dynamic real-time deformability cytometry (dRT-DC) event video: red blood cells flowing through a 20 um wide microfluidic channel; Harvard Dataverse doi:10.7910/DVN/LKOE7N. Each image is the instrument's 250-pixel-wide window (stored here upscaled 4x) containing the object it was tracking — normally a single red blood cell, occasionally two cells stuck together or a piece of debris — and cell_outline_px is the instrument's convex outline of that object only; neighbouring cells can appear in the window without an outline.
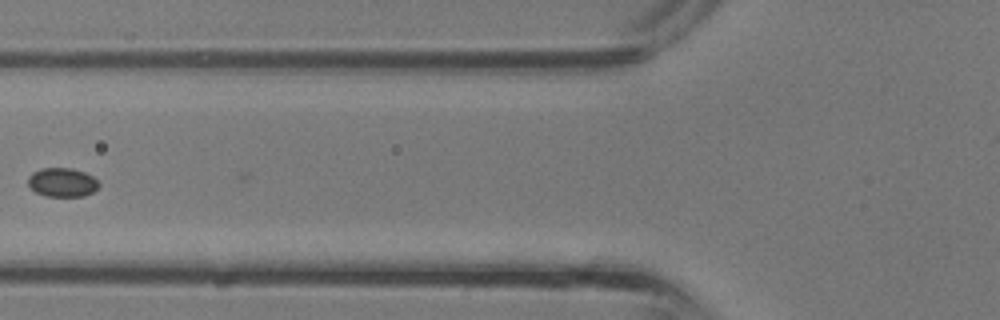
{"species": "common noctule bat (a hibernating species)", "species_latin": "Nyctalus noctula", "temperature_condition": "room temperature", "stored_images_in_passage": 15, "camera_frame_rate_fps": 3000, "um_per_image_px": 0.085, "animal": {"sex": "male", "body_mass_g": 13.3}, "frame": {"image": 1, "passage_image": 4, "time_ms": 1.0, "image_size_px": [1000, 320], "cell_outline_px": [[100, 184], [92, 192], [84, 196], [44, 196], [28, 188], [28, 176], [32, 172], [40, 168], [72, 168], [84, 172], [92, 176]], "centroid_in_image_um": [5.24, 15.5], "position_along_channel_um": 120.6, "area_um2": 12.02}}
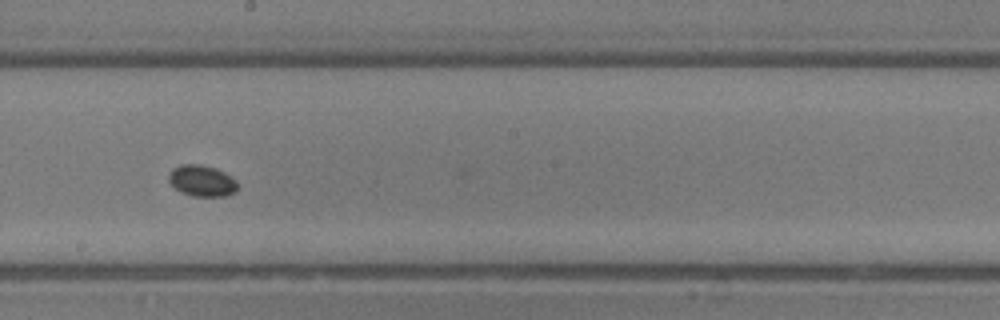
{"frame": {"image": 2, "passage_image": 10, "time_ms": 3.0, "image_size_px": [1000, 320], "cell_outline_px": [[236, 192], [224, 196], [192, 196], [180, 192], [168, 180], [168, 172], [172, 168], [180, 164], [200, 164], [216, 168], [224, 172], [236, 180]], "centroid_in_image_um": [17.13, 15.35], "position_along_channel_um": 231.1, "area_um2": 12.6}}
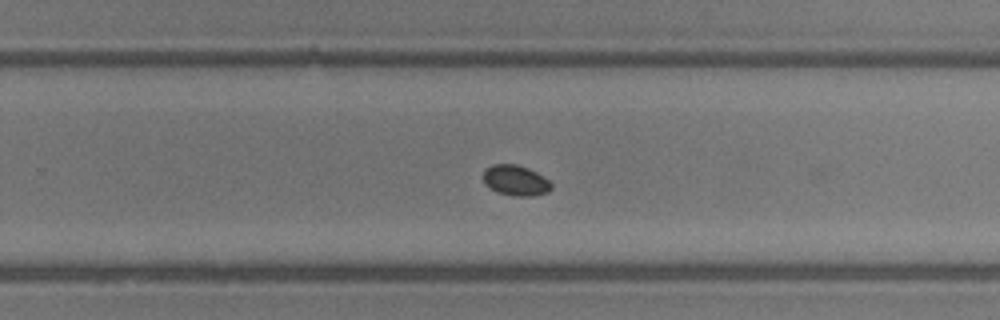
{"frame": {"image": 3, "passage_image": 13, "time_ms": 4.0, "image_size_px": [1000, 320], "cell_outline_px": [[552, 188], [548, 192], [532, 196], [512, 196], [496, 192], [484, 184], [484, 168], [492, 164], [516, 164], [528, 168], [536, 172], [548, 180], [552, 184]], "centroid_in_image_um": [43.81, 15.34], "position_along_channel_um": 286.0, "area_um2": 12.2}}